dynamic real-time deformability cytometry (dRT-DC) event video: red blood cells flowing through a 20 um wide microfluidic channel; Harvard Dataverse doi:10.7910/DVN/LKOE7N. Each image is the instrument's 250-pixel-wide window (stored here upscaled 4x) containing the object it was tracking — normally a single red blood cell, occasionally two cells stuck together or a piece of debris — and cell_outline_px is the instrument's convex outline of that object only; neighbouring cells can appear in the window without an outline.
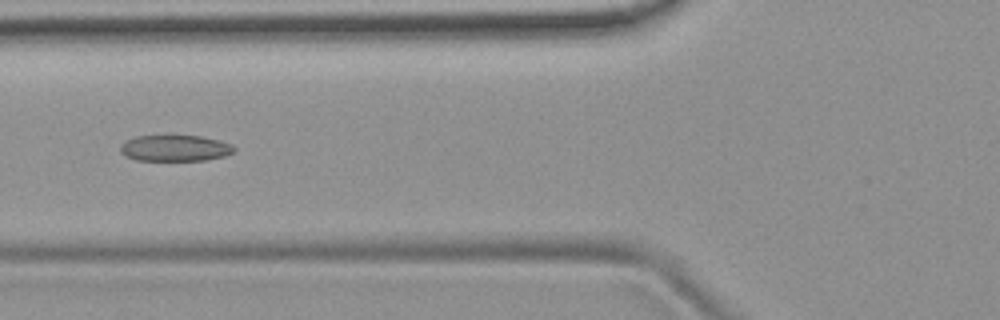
{"species": "common noctule bat (a hibernating species)", "species_latin": "Nyctalus noctula", "temperature_condition": "room temperature", "stored_images_in_passage": 6, "camera_frame_rate_fps": 3000, "um_per_image_px": 0.085, "animal": {"sex": "female", "body_mass_g": 19.9}, "frame": {"image": 1, "passage_image": 6, "time_ms": 1.667, "image_size_px": [1000, 320], "cell_outline_px": [[236, 152], [224, 156], [204, 160], [136, 160], [124, 156], [120, 152], [120, 144], [124, 140], [136, 136], [168, 132], [172, 132], [200, 136], [220, 140], [232, 144], [236, 148]], "centroid_in_image_um": [14.84, 12.53], "position_along_channel_um": 111.0, "area_um2": 18.5}}